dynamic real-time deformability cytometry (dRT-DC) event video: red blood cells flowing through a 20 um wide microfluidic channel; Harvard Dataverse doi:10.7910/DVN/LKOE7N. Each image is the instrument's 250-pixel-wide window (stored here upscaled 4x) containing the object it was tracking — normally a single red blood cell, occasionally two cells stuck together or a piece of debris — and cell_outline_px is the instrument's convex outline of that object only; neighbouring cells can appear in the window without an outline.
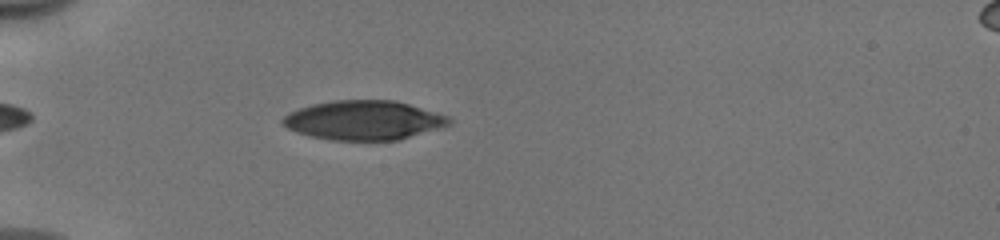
{"species": "human", "species_latin": "Homo sapiens", "temperature_condition": "cold", "stored_images_in_passage": 25, "camera_frame_rate_fps": 3000, "um_per_image_px": 0.085, "donor": {"sex": "male"}, "frame": {"image": 1, "passage_image": 11, "time_ms": 3.333, "image_size_px": [1000, 240], "cell_outline_px": [[452, 124], [440, 128], [400, 140], [332, 140], [312, 136], [296, 132], [280, 124], [280, 120], [288, 112], [312, 104], [332, 100], [396, 100], [436, 112], [448, 116], [452, 120]], "centroid_in_image_um": [30.92, 10.22], "position_along_channel_um": 54.1, "area_um2": 38.32}}
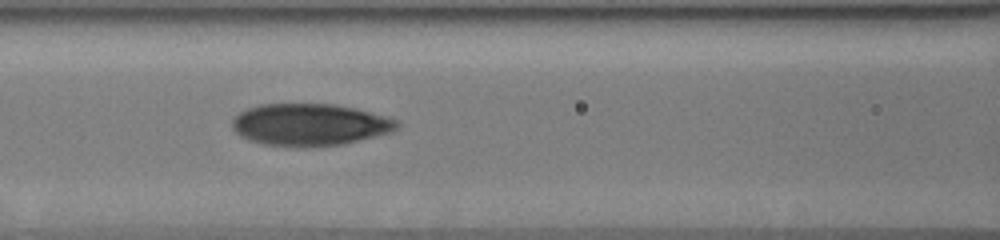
{"frame": {"image": 2, "passage_image": 19, "time_ms": 6.0, "image_size_px": [1000, 240], "cell_outline_px": [[400, 128], [392, 132], [344, 144], [308, 148], [292, 148], [264, 144], [248, 140], [240, 136], [232, 128], [232, 120], [240, 112], [248, 108], [260, 104], [336, 104], [356, 108], [388, 116], [396, 120], [400, 124]], "centroid_in_image_um": [26.36, 10.61], "position_along_channel_um": 140.2, "area_um2": 41.1}}
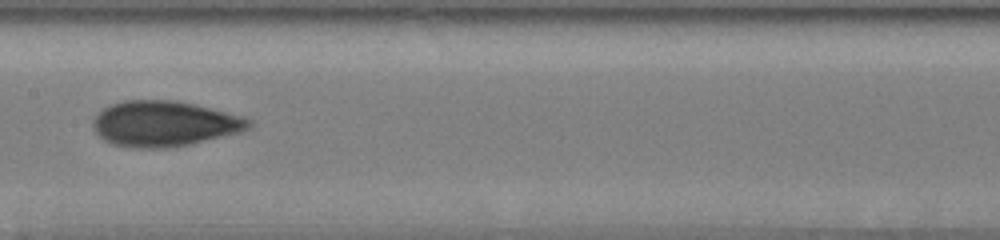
{"frame": {"image": 3, "passage_image": 23, "time_ms": 7.333, "image_size_px": [1000, 240], "cell_outline_px": [[252, 124], [248, 128], [240, 132], [188, 144], [168, 148], [136, 148], [112, 144], [104, 140], [92, 128], [92, 120], [104, 108], [112, 104], [124, 100], [176, 100], [196, 104], [244, 116], [252, 120]], "centroid_in_image_um": [13.97, 10.5], "position_along_channel_um": 193.4, "area_um2": 41.33}}